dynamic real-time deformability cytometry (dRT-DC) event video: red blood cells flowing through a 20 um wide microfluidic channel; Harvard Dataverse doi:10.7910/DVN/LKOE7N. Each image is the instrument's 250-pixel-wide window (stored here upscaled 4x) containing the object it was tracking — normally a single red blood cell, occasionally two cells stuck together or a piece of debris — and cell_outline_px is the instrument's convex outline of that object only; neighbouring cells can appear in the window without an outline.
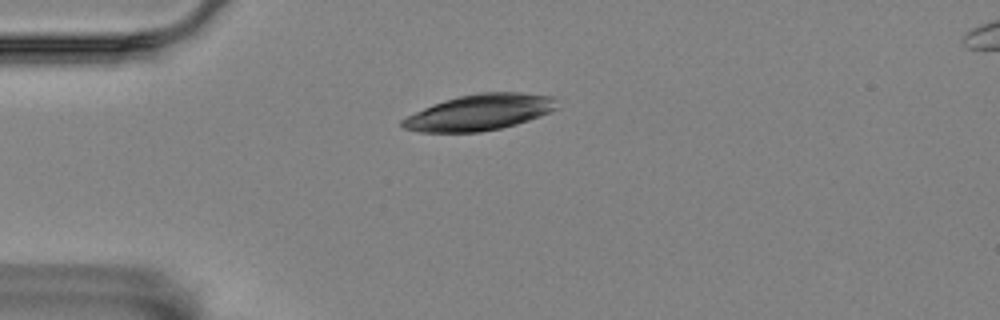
{"species": "Egyptian fruit bat (a non-hibernating species)", "species_latin": "Rousettus aegyptiacus", "temperature_condition": "room temperature", "stored_images_in_passage": 39, "camera_frame_rate_fps": 3000, "um_per_image_px": 0.085, "animal": {"sex": "female"}, "frame": {"image": 1, "passage_image": 1, "time_ms": 0.0, "image_size_px": [1000, 320], "cell_outline_px": [[556, 108], [540, 116], [516, 124], [500, 128], [480, 132], [420, 132], [404, 128], [400, 124], [400, 120], [432, 104], [444, 100], [460, 96], [480, 92], [520, 92], [552, 96], [556, 100]], "centroid_in_image_um": [40.75, 9.55], "position_along_channel_um": 44.3, "area_um2": 32.19}}
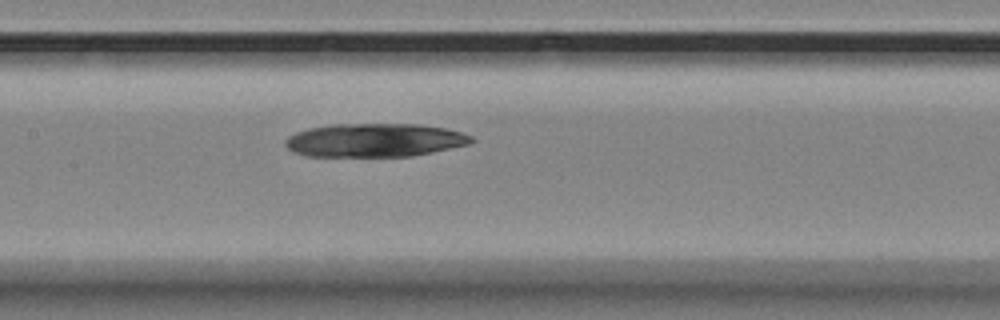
{"frame": {"image": 2, "passage_image": 14, "time_ms": 4.333, "image_size_px": [1000, 320], "cell_outline_px": [[476, 140], [468, 144], [432, 152], [412, 156], [304, 156], [292, 152], [284, 144], [284, 140], [288, 136], [296, 132], [308, 128], [332, 124], [420, 124], [444, 128], [460, 132], [472, 136]], "centroid_in_image_um": [31.8, 11.91], "position_along_channel_um": 175.6, "area_um2": 36.41}}
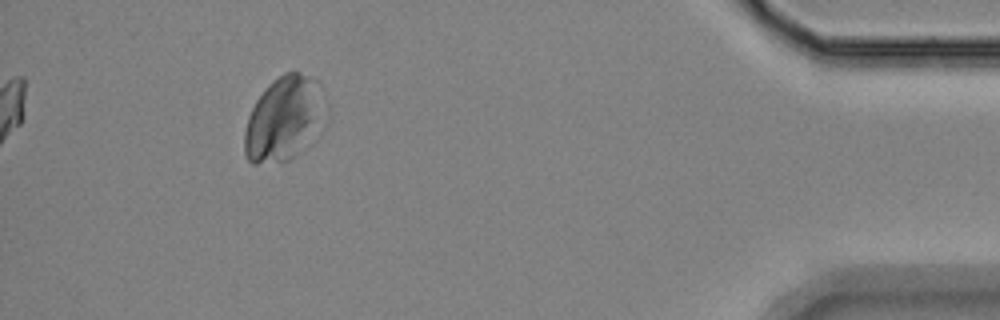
{"frame": {"image": 3, "passage_image": 39, "time_ms": 12.667, "image_size_px": [1000, 320], "cell_outline_px": [[320, 84], [296, 156], [288, 160], [256, 164], [252, 164], [244, 156], [244, 132], [248, 116], [256, 100], [264, 88], [272, 80], [284, 72], [300, 72], [316, 80]], "centroid_in_image_um": [23.77, 10.07], "position_along_channel_um": 411.4, "area_um2": 35.2}}